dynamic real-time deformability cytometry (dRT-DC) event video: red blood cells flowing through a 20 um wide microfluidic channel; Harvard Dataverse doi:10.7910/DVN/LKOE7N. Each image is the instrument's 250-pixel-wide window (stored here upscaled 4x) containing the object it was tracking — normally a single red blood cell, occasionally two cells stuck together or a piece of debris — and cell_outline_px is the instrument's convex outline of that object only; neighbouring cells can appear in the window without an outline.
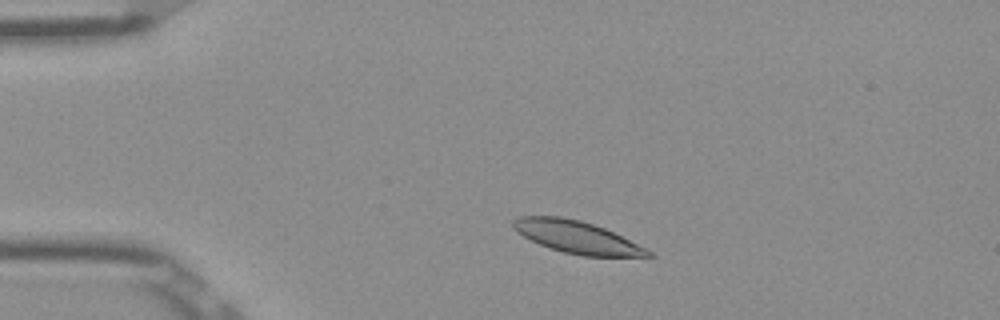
{"species": "Egyptian fruit bat (a non-hibernating species)", "species_latin": "Rousettus aegyptiacus", "temperature_condition": "room temperature", "stored_images_in_passage": 42, "camera_frame_rate_fps": 3000, "um_per_image_px": 0.085, "frame": {"image": 1, "passage_image": 1, "time_ms": 0.0, "image_size_px": [1000, 320], "cell_outline_px": [[656, 256], [584, 256], [564, 252], [540, 244], [516, 232], [512, 228], [512, 220], [520, 216], [560, 216], [580, 220], [604, 228], [648, 248]], "centroid_in_image_um": [49.04, 20.15], "position_along_channel_um": 36.0, "area_um2": 25.2}}
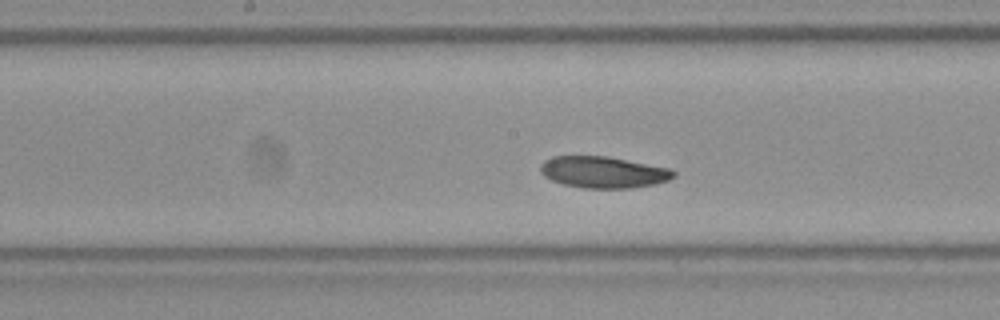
{"frame": {"image": 2, "passage_image": 17, "time_ms": 5.333, "image_size_px": [1000, 320], "cell_outline_px": [[676, 176], [668, 180], [652, 184], [632, 188], [584, 188], [564, 184], [552, 180], [544, 176], [540, 172], [540, 164], [544, 160], [552, 156], [608, 156], [668, 168], [676, 172]], "centroid_in_image_um": [51.25, 14.63], "position_along_channel_um": 196.9, "area_um2": 24.39}}
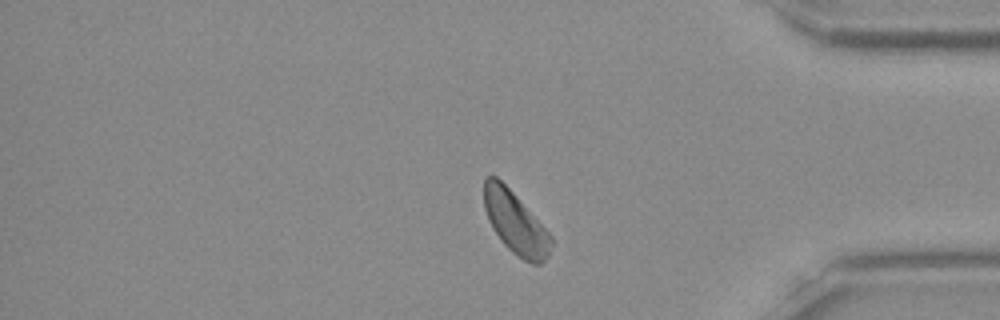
{"frame": {"image": 3, "passage_image": 34, "time_ms": 11.0, "image_size_px": [1000, 320], "cell_outline_px": [[552, 244], [548, 256], [540, 264], [532, 264], [516, 256], [504, 244], [492, 228], [484, 208], [484, 176], [496, 176], [516, 196], [552, 236]], "centroid_in_image_um": [43.8, 18.95], "position_along_channel_um": 391.4, "area_um2": 23.99}, "authors_computed_cell_mechanics": {"area_um2": 24.4494, "velocity_mm_per_s": 3.823, "shape_relaxation_time_tau1_ms": 6.1163, "shape_relaxation_time_tau2_ms": null, "deformation_change_tau1": 0.1042, "deformation_change_tau2": null}}